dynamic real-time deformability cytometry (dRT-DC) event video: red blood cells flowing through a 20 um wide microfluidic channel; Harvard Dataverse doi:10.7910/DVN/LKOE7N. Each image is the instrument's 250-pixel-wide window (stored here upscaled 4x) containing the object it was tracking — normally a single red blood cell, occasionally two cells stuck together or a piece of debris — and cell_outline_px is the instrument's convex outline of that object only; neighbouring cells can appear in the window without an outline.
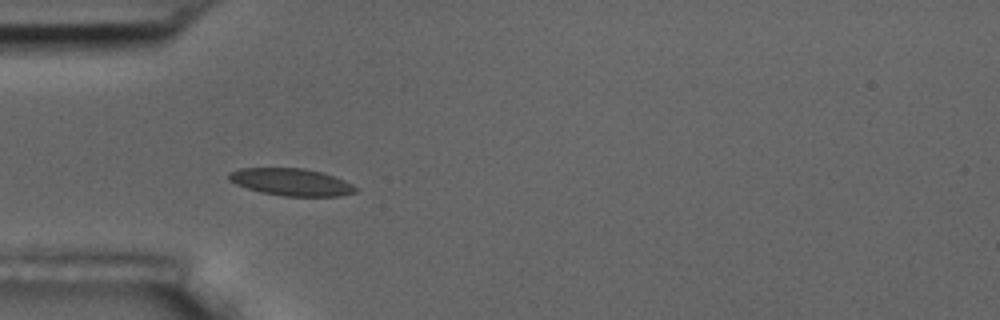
{"species": "common noctule bat (a hibernating species)", "species_latin": "Nyctalus noctula", "temperature_condition": "room temperature", "stored_images_in_passage": 15, "camera_frame_rate_fps": 3000, "um_per_image_px": 0.085, "animal": {"sex": "male", "body_mass_g": 17.5, "forearm_length_mm": 52.3}, "frame": {"image": 1, "passage_image": 5, "time_ms": 5.333, "image_size_px": [1000, 320], "cell_outline_px": [[360, 188], [356, 192], [340, 196], [284, 196], [260, 192], [236, 184], [228, 180], [228, 172], [240, 168], [304, 168], [324, 172], [344, 180]], "centroid_in_image_um": [24.78, 15.47], "position_along_channel_um": 60.2, "area_um2": 20.29}}
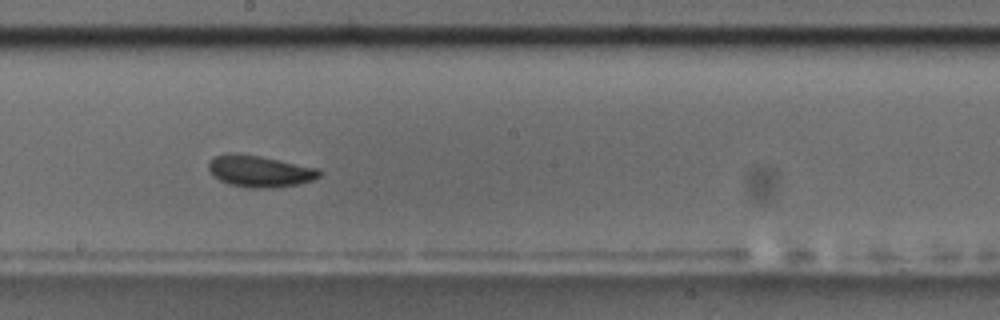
{"frame": {"image": 2, "passage_image": 9, "time_ms": 10.0, "image_size_px": [1000, 320], "cell_outline_px": [[320, 176], [312, 180], [296, 184], [276, 188], [248, 188], [228, 184], [212, 176], [208, 168], [208, 164], [212, 156], [228, 152], [236, 152], [260, 156], [320, 168]], "centroid_in_image_um": [22.02, 14.54], "position_along_channel_um": 226.2, "area_um2": 20.75}, "authors_computed_cell_mechanics": {"area_um2": 20.1144, "velocity_mm_per_s": 3.6283, "shape_relaxation_time_tau1_ms": 2.6028, "shape_relaxation_time_tau2_ms": 1.3769, "deformation_change_tau1": 0.0474, "deformation_change_tau2": 0.0429}}